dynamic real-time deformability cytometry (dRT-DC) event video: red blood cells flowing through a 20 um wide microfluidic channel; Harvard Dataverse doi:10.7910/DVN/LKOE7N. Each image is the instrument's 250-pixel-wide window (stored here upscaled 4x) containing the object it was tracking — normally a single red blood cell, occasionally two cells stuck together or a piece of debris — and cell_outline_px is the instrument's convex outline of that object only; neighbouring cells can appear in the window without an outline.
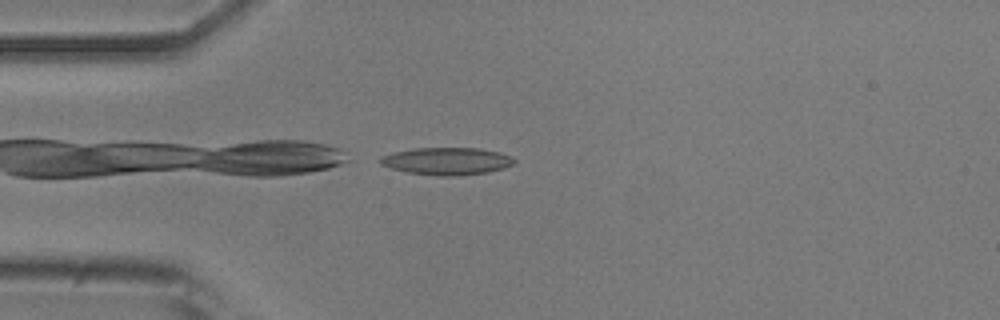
{"species": "common noctule bat (a hibernating species)", "species_latin": "Nyctalus noctula", "temperature_condition": "room temperature", "stored_images_in_passage": 39, "camera_frame_rate_fps": 3000, "um_per_image_px": 0.085, "animal": {"sex": "male", "body_mass_g": 20.5, "forearm_length_mm": 52.5}, "frame": {"image": 1, "passage_image": 1, "time_ms": 0.0, "image_size_px": [1000, 320], "cell_outline_px": [[516, 160], [512, 164], [504, 168], [488, 172], [456, 176], [440, 176], [408, 172], [392, 168], [380, 164], [380, 156], [396, 152], [416, 148], [480, 148], [500, 152], [512, 156]], "centroid_in_image_um": [38.02, 13.69], "position_along_channel_um": 47.0, "area_um2": 21.27}}
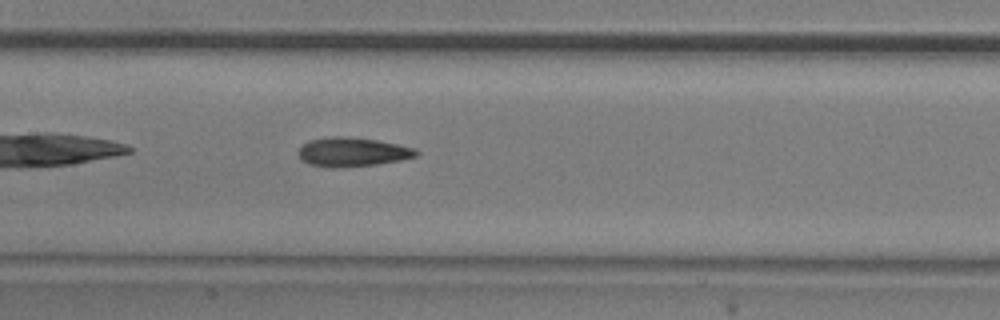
{"frame": {"image": 2, "passage_image": 12, "time_ms": 3.667, "image_size_px": [1000, 320], "cell_outline_px": [[420, 152], [416, 156], [400, 160], [376, 164], [344, 168], [328, 168], [308, 164], [300, 160], [300, 148], [308, 140], [332, 136], [348, 136], [376, 140], [416, 148]], "centroid_in_image_um": [29.94, 12.93], "position_along_channel_um": 177.5, "area_um2": 20.11}}
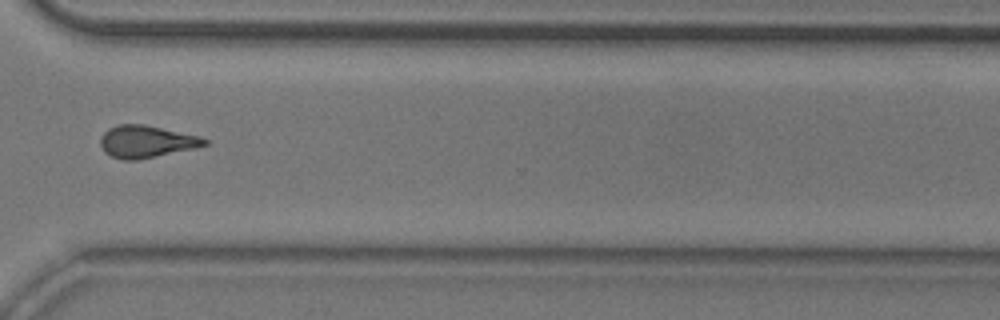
{"frame": {"image": 3, "passage_image": 26, "time_ms": 8.333, "image_size_px": [1000, 320], "cell_outline_px": [[208, 144], [192, 148], [136, 160], [124, 160], [112, 156], [104, 152], [100, 144], [100, 136], [108, 128], [120, 124], [144, 124], [200, 136], [208, 140]], "centroid_in_image_um": [12.4, 12.02], "position_along_channel_um": 358.2, "area_um2": 19.31}, "authors_computed_cell_mechanics": {"area_um2": 19.3052, "velocity_mm_per_s": 3.8873, "shape_relaxation_time_tau1_ms": 9.108, "shape_relaxation_time_tau2_ms": 3.5438, "deformation_change_tau1": 0.2255, "deformation_change_tau2": 0.1387}}